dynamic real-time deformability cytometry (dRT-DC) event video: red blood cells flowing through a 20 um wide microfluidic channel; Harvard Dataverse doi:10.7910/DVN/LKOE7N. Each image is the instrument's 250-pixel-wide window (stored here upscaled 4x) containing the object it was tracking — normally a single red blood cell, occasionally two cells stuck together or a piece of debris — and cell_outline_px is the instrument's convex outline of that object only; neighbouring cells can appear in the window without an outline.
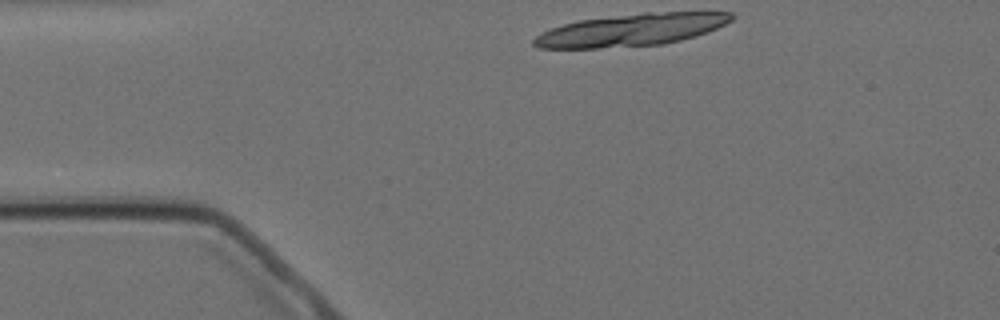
{"species": "Egyptian fruit bat (a non-hibernating species)", "species_latin": "Rousettus aegyptiacus", "temperature_condition": "cold", "stored_images_in_passage": 4, "camera_frame_rate_fps": 3000, "um_per_image_px": 0.085, "animal": {"sex": "female"}, "frame": {"image": 1, "passage_image": 1, "time_ms": 0.0, "image_size_px": [1000, 320], "cell_outline_px": [[736, 16], [732, 20], [716, 28], [680, 40], [664, 44], [596, 48], [540, 48], [532, 44], [532, 40], [540, 32], [564, 24], [580, 20], [644, 12], [732, 12]], "centroid_in_image_um": [53.64, 2.54], "position_along_channel_um": 31.4, "area_um2": 36.76}}